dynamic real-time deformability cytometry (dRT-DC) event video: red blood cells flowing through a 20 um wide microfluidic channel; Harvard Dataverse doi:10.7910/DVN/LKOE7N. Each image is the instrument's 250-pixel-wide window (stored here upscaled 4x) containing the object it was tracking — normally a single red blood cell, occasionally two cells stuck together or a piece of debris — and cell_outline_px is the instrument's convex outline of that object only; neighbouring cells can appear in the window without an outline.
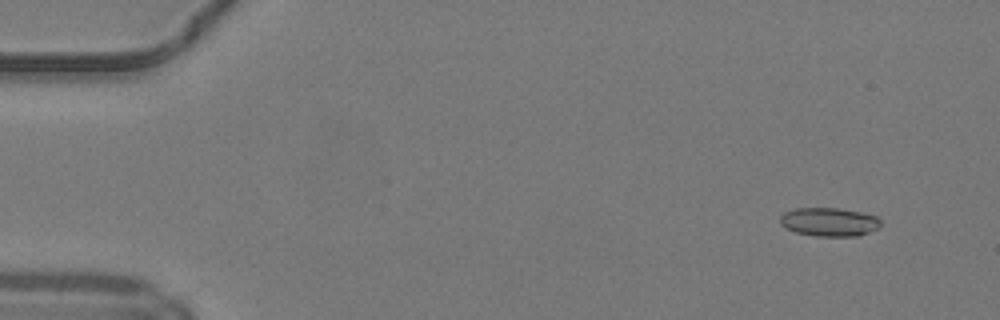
{"species": "common noctule bat (a hibernating species)", "species_latin": "Nyctalus noctula", "temperature_condition": "warm", "stored_images_in_passage": 50, "camera_frame_rate_fps": 3000, "um_per_image_px": 0.085, "animal": {"sex": "male", "body_mass_g": 19.2, "forearm_length_mm": 51.8}, "frame": {"image": 1, "passage_image": 5, "time_ms": 1.333, "image_size_px": [1000, 320], "cell_outline_px": [[880, 228], [860, 236], [816, 236], [796, 232], [780, 224], [780, 216], [784, 212], [796, 208], [836, 208], [860, 212], [876, 216], [880, 220]], "centroid_in_image_um": [70.5, 18.87], "position_along_channel_um": 14.5, "area_um2": 16.76}}
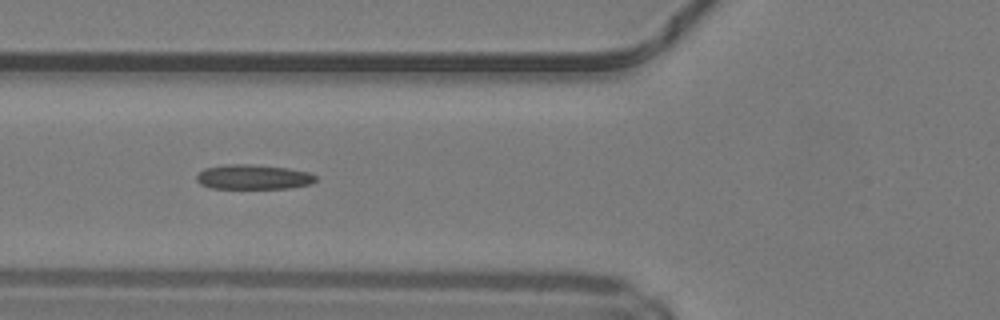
{"frame": {"image": 2, "passage_image": 20, "time_ms": 6.333, "image_size_px": [1000, 320], "cell_outline_px": [[316, 180], [312, 184], [292, 188], [212, 188], [200, 184], [196, 180], [196, 176], [204, 168], [228, 164], [252, 164], [288, 168], [308, 172], [316, 176]], "centroid_in_image_um": [21.54, 15.04], "position_along_channel_um": 104.3, "area_um2": 17.22}}
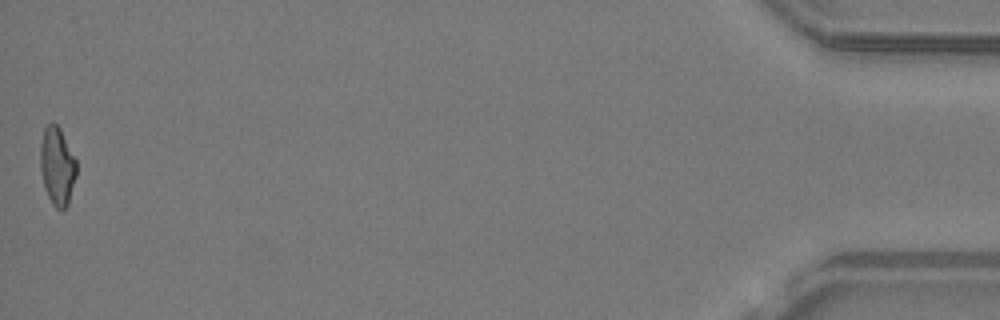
{"frame": {"image": 3, "passage_image": 50, "time_ms": 16.333, "image_size_px": [1000, 320], "cell_outline_px": [[76, 176], [68, 204], [64, 208], [56, 208], [52, 204], [44, 188], [40, 168], [40, 144], [44, 128], [48, 124], [56, 124], [60, 128], [76, 160]], "centroid_in_image_um": [4.85, 14.12], "position_along_channel_um": 430.4, "area_um2": 16.36}, "authors_computed_cell_mechanics": {"area_um2": 16.9065, "velocity_mm_per_s": 4.2441, "shape_relaxation_time_tau1_ms": null, "shape_relaxation_time_tau2_ms": 5.2293, "deformation_change_tau1": null, "deformation_change_tau2": 0.156}}